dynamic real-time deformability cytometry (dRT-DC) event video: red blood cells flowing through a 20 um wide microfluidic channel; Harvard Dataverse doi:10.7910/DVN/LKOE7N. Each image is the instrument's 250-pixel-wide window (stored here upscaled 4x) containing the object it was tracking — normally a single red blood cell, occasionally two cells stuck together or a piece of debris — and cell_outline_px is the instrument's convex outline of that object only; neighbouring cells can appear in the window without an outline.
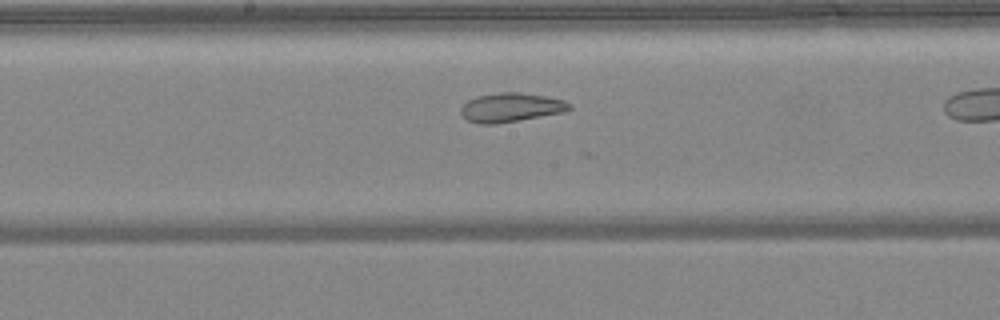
{"species": "common noctule bat (a hibernating species)", "species_latin": "Nyctalus noctula", "temperature_condition": "warm", "stored_images_in_passage": 30, "camera_frame_rate_fps": 3000, "um_per_image_px": 0.085, "animal": {"sex": "female", "body_mass_g": 24.6, "forearm_length_mm": 56.2}, "frame": {"image": 1, "passage_image": 17, "time_ms": 5.333, "image_size_px": [1000, 320], "cell_outline_px": [[572, 108], [564, 112], [496, 124], [480, 124], [468, 120], [460, 112], [460, 108], [468, 100], [476, 96], [500, 92], [520, 92], [544, 96], [564, 100], [572, 104]], "centroid_in_image_um": [43.43, 9.13], "position_along_channel_um": 204.8, "area_um2": 18.32}}
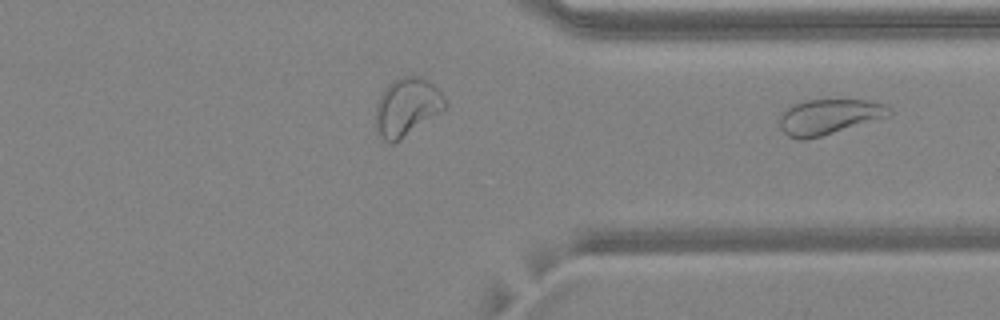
{"frame": {"image": 2, "passage_image": 30, "time_ms": 9.667, "image_size_px": [1000, 320], "cell_outline_px": [[892, 116], [808, 140], [800, 140], [788, 136], [780, 128], [780, 116], [792, 104], [804, 100], [868, 100], [884, 104], [892, 108]], "centroid_in_image_um": [70.51, 9.93], "position_along_channel_um": 340.9, "area_um2": 22.83}}